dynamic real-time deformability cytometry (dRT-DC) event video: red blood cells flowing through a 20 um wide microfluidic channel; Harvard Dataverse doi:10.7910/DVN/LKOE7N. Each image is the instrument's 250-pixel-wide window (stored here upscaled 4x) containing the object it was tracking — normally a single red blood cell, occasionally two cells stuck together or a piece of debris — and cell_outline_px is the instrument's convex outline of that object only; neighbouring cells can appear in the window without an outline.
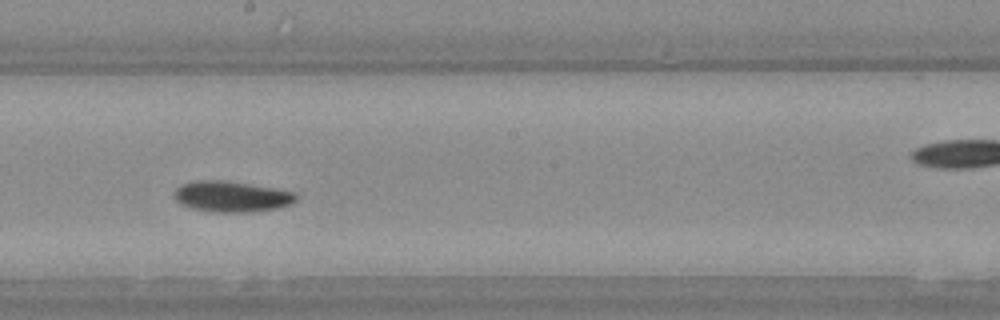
{"species": "Egyptian fruit bat (a non-hibernating species)", "species_latin": "Rousettus aegyptiacus", "temperature_condition": "warm", "stored_images_in_passage": 17, "camera_frame_rate_fps": 3000, "um_per_image_px": 0.085, "animal": {"sex": "female"}, "frame": {"image": 1, "passage_image": 12, "time_ms": 3.667, "image_size_px": [1000, 320], "cell_outline_px": [[296, 200], [292, 204], [276, 208], [252, 212], [208, 212], [192, 208], [180, 204], [172, 196], [176, 188], [180, 184], [192, 180], [224, 180], [296, 192]], "centroid_in_image_um": [19.62, 16.7], "position_along_channel_um": 228.6, "area_um2": 22.08}}